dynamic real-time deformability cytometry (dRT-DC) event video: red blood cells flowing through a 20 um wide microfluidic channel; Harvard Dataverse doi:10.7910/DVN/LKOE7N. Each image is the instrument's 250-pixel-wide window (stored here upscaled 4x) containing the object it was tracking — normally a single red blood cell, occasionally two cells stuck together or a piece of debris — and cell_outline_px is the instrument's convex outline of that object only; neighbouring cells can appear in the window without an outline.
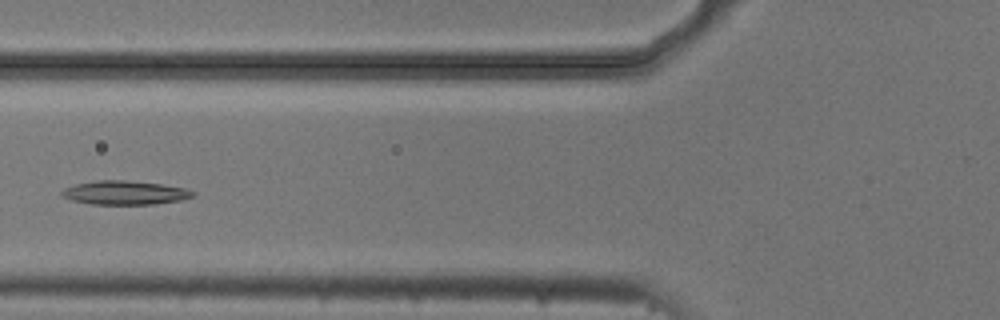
{"species": "common noctule bat (a hibernating species)", "species_latin": "Nyctalus noctula", "temperature_condition": "cold", "stored_images_in_passage": 6, "camera_frame_rate_fps": 3000, "um_per_image_px": 0.085, "animal": {"sex": "male", "body_mass_g": 20.5, "forearm_length_mm": 52.5}, "frame": {"image": 1, "passage_image": 6, "time_ms": 1.667, "image_size_px": [1000, 320], "cell_outline_px": [[196, 196], [180, 200], [156, 204], [92, 204], [72, 200], [64, 196], [60, 192], [64, 188], [76, 184], [96, 180], [128, 180], [160, 184], [184, 188], [196, 192]], "centroid_in_image_um": [10.64, 16.38], "position_along_channel_um": 115.2, "area_um2": 18.15}}